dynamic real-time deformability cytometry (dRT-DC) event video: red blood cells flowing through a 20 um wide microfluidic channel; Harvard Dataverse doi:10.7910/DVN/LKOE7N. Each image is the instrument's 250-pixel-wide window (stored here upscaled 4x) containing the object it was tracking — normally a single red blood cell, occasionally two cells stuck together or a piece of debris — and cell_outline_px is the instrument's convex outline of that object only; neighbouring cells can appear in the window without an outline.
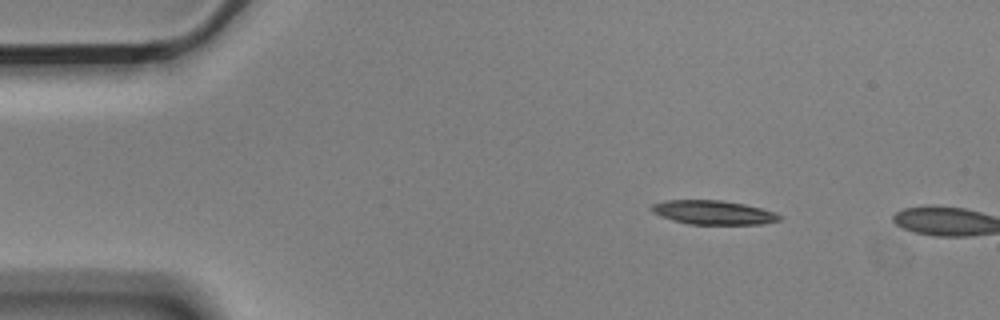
{"species": "Egyptian fruit bat (a non-hibernating species)", "species_latin": "Rousettus aegyptiacus", "temperature_condition": "cold", "stored_images_in_passage": 3, "camera_frame_rate_fps": 3000, "um_per_image_px": 0.085, "animal": {"sex": "male"}, "frame": {"image": 1, "passage_image": 2, "time_ms": 0.333, "image_size_px": [1000, 320], "cell_outline_px": [[780, 220], [764, 224], [688, 224], [672, 220], [660, 216], [652, 212], [648, 208], [652, 204], [664, 200], [720, 200], [744, 204], [776, 212], [780, 216]], "centroid_in_image_um": [60.58, 18.06], "position_along_channel_um": 24.4, "area_um2": 17.98}}